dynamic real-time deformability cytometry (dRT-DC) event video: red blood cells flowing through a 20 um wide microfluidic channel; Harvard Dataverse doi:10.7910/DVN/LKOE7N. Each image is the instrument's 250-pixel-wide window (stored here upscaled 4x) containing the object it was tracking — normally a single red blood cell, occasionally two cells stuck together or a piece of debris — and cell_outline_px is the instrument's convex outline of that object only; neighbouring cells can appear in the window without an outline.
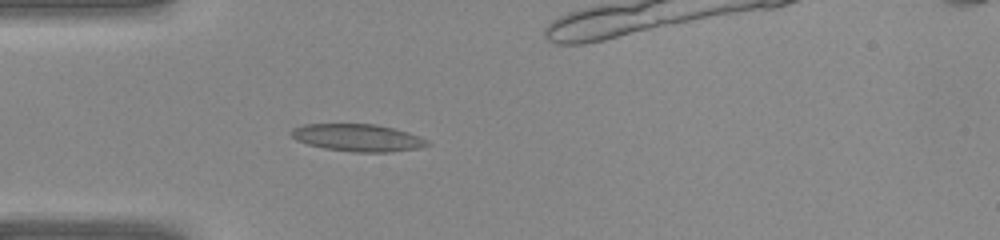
{"species": "common noctule bat (a hibernating species)", "species_latin": "Nyctalus noctula", "temperature_condition": "warm", "stored_images_in_passage": 40, "camera_frame_rate_fps": 3000, "um_per_image_px": 0.085, "animal": {"sex": "female", "body_mass_g": 22.0, "forearm_length_mm": 56.7}, "frame": {"image": 1, "passage_image": 10, "time_ms": 3.0, "image_size_px": [1000, 240], "cell_outline_px": [[432, 144], [420, 148], [392, 152], [352, 152], [324, 148], [308, 144], [296, 140], [288, 132], [292, 128], [304, 124], [376, 124], [408, 132], [420, 136], [428, 140]], "centroid_in_image_um": [30.42, 11.71], "position_along_channel_um": 54.6, "area_um2": 21.85}}
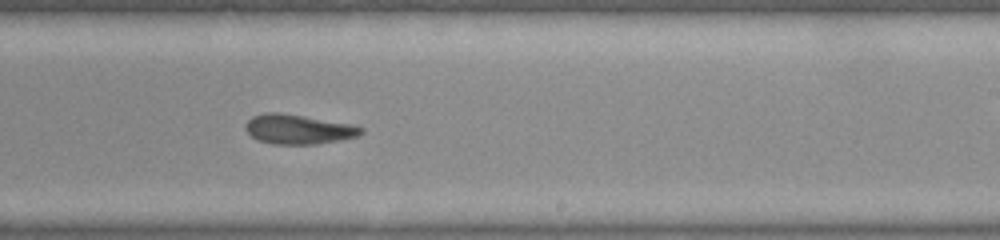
{"frame": {"image": 2, "passage_image": 23, "time_ms": 7.333, "image_size_px": [1000, 240], "cell_outline_px": [[364, 132], [360, 136], [340, 140], [316, 144], [272, 144], [260, 140], [252, 136], [244, 128], [244, 124], [252, 116], [268, 112], [280, 112], [352, 124], [364, 128]], "centroid_in_image_um": [25.38, 10.98], "position_along_channel_um": 263.6, "area_um2": 20.0}}
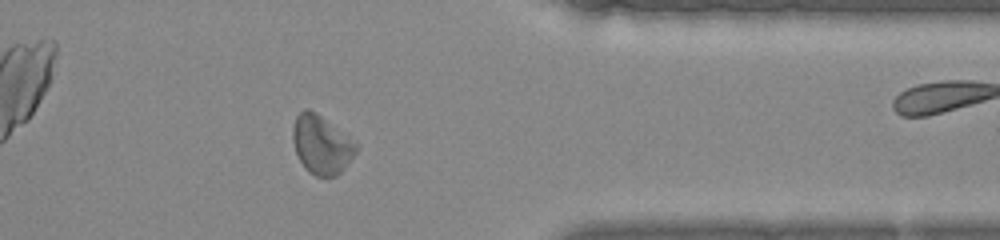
{"frame": {"image": 3, "passage_image": 31, "time_ms": 10.0, "image_size_px": [1000, 240], "cell_outline_px": [[356, 152], [344, 168], [336, 176], [316, 176], [308, 172], [304, 168], [296, 152], [292, 140], [292, 128], [296, 116], [304, 108], [308, 108], [316, 112], [348, 136], [356, 144]], "centroid_in_image_um": [27.28, 12.29], "position_along_channel_um": 384.1, "area_um2": 21.44}}